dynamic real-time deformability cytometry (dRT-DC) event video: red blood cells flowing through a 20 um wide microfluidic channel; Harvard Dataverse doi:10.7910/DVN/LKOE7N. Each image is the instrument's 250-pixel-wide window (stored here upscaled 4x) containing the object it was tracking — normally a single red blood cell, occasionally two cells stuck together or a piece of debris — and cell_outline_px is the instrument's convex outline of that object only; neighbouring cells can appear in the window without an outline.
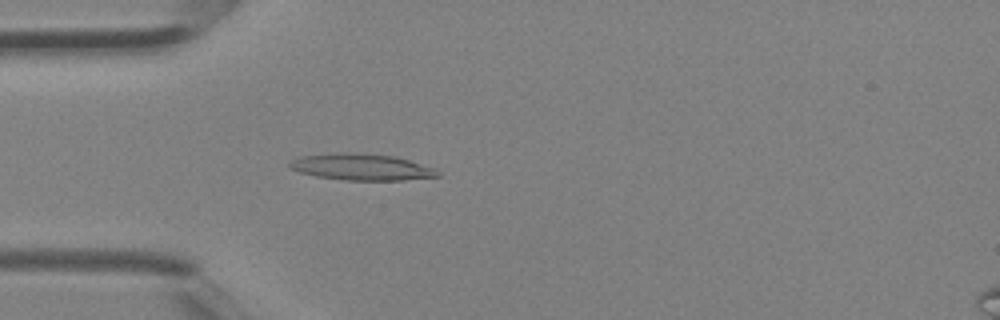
{"species": "Egyptian fruit bat (a non-hibernating species)", "species_latin": "Rousettus aegyptiacus", "temperature_condition": "room temperature", "stored_images_in_passage": 3, "camera_frame_rate_fps": 3000, "um_per_image_px": 0.085, "animal": {"sex": "female"}, "frame": {"image": 1, "passage_image": 3, "time_ms": 0.667, "image_size_px": [1000, 320], "cell_outline_px": [[440, 176], [404, 180], [344, 180], [316, 176], [300, 172], [288, 168], [288, 164], [292, 160], [300, 156], [344, 152], [352, 152], [396, 156], [436, 168], [440, 172]], "centroid_in_image_um": [30.75, 14.19], "position_along_channel_um": 54.3, "area_um2": 22.95}}